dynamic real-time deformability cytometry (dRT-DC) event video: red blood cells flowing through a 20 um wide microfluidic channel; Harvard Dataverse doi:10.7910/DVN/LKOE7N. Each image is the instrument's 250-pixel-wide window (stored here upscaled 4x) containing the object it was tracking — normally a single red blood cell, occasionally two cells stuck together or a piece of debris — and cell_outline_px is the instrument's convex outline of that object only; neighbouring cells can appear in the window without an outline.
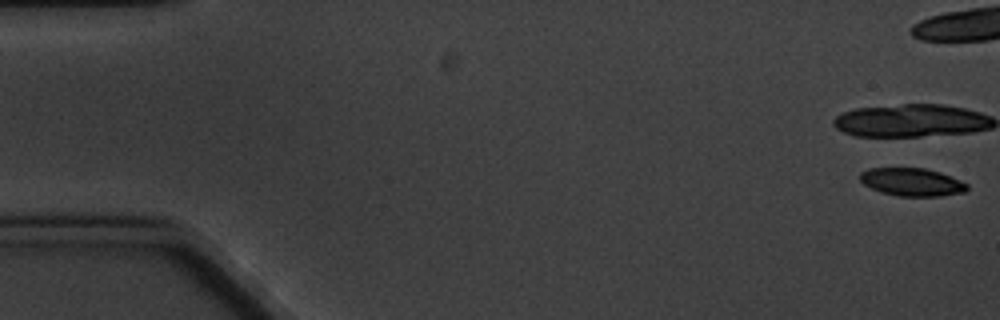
{"species": "common noctule bat (a hibernating species)", "species_latin": "Nyctalus noctula", "temperature_condition": "cold", "stored_images_in_passage": 5, "camera_frame_rate_fps": 3000, "um_per_image_px": 0.085, "animal": {"sex": "male", "body_mass_g": 20.1, "forearm_length_mm": 53.5}, "frame": {"image": 1, "passage_image": 1, "time_ms": 0.0, "image_size_px": [1000, 320], "cell_outline_px": [[968, 188], [964, 192], [940, 196], [896, 196], [880, 192], [864, 184], [860, 180], [860, 172], [868, 168], [924, 168], [940, 172], [960, 180], [968, 184]], "centroid_in_image_um": [77.5, 15.47], "position_along_channel_um": 7.5, "area_um2": 17.46}}